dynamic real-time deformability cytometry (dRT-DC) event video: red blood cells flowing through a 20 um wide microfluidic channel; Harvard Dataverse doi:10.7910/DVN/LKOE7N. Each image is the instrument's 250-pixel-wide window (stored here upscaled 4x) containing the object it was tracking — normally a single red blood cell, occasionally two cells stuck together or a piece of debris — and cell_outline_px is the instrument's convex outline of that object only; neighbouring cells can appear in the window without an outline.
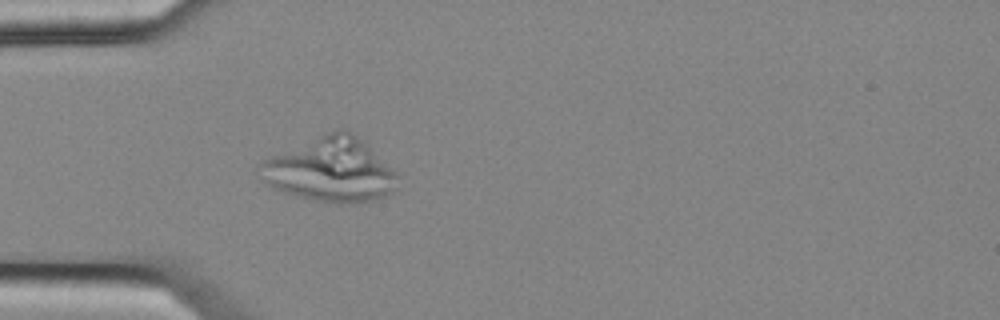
{"species": "common noctule bat (a hibernating species)", "species_latin": "Nyctalus noctula", "temperature_condition": "cold", "stored_images_in_passage": 4, "camera_frame_rate_fps": 3000, "um_per_image_px": 0.085, "animal": {"sex": "female", "body_mass_g": 25.1}, "frame": {"image": 1, "passage_image": 4, "time_ms": 1.0, "image_size_px": [1000, 320], "cell_outline_px": [[396, 192], [388, 196], [376, 200], [344, 204], [332, 204], [284, 192], [272, 188], [264, 184], [256, 168], [264, 160], [272, 156], [340, 128], [344, 128], [364, 140], [396, 172]], "centroid_in_image_um": [28.13, 14.48], "position_along_channel_um": 56.9, "area_um2": 51.33}}